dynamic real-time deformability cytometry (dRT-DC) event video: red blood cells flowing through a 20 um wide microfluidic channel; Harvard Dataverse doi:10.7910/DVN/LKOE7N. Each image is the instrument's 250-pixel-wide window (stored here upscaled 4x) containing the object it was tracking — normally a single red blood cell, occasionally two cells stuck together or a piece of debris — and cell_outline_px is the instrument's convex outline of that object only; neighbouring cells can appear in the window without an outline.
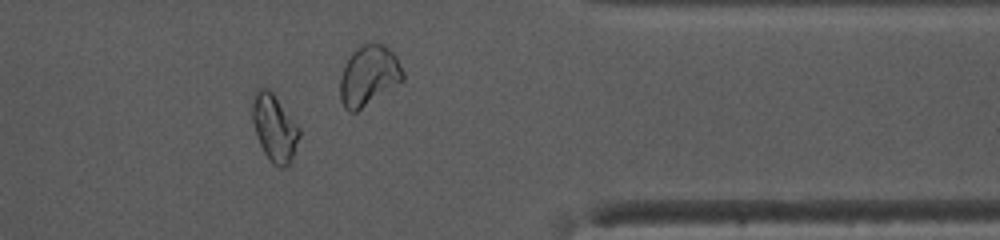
{"species": "common noctule bat (a hibernating species)", "species_latin": "Nyctalus noctula", "temperature_condition": "warm", "stored_images_in_passage": 35, "camera_frame_rate_fps": 3000, "um_per_image_px": 0.085, "animal": {"sex": "female", "body_mass_g": 10.0, "forearm_length_mm": 53.1}, "frame": {"image": 1, "passage_image": 25, "time_ms": 8.0, "image_size_px": [1000, 240], "cell_outline_px": [[300, 136], [292, 156], [288, 164], [284, 168], [280, 168], [272, 164], [268, 160], [256, 136], [252, 120], [252, 104], [256, 92], [260, 88], [268, 88], [272, 92], [300, 128]], "centroid_in_image_um": [23.32, 10.89], "position_along_channel_um": 388.1, "area_um2": 18.15}}